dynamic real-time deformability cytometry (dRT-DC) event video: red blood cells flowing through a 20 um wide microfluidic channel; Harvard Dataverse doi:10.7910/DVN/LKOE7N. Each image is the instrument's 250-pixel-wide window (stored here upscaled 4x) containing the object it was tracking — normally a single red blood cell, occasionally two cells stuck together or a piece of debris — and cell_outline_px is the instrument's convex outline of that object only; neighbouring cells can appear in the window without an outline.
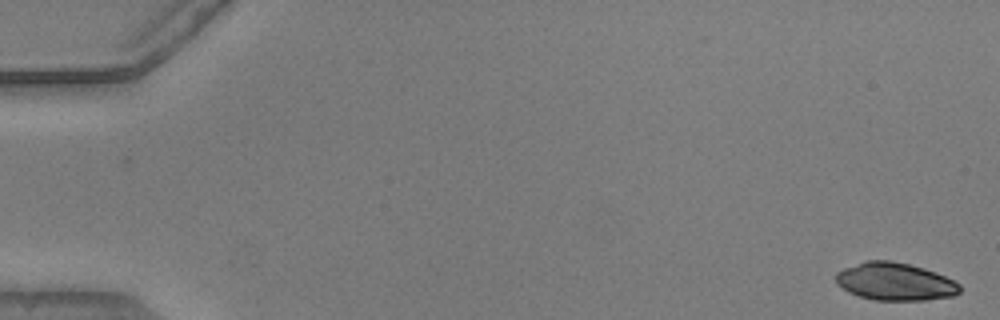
{"species": "common noctule bat (a hibernating species)", "species_latin": "Nyctalus noctula", "temperature_condition": "warm", "stored_images_in_passage": 53, "camera_frame_rate_fps": 3000, "um_per_image_px": 0.085, "animal": {"sex": "male", "body_mass_g": 20.5, "forearm_length_mm": 52.5}, "frame": {"image": 1, "passage_image": 1, "time_ms": 0.0, "image_size_px": [1000, 320], "cell_outline_px": [[960, 292], [952, 296], [924, 300], [872, 300], [848, 292], [836, 284], [836, 272], [844, 268], [864, 260], [892, 260], [924, 268], [936, 272], [960, 284]], "centroid_in_image_um": [76.04, 23.93], "position_along_channel_um": 9.0, "area_um2": 27.28}}
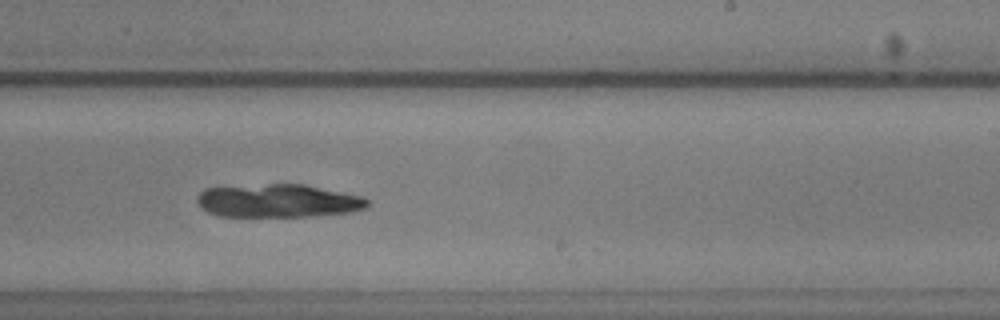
{"frame": {"image": 2, "passage_image": 33, "time_ms": 10.667, "image_size_px": [1000, 320], "cell_outline_px": [[368, 204], [364, 208], [352, 212], [304, 216], [220, 216], [208, 212], [196, 200], [196, 196], [204, 188], [268, 184], [304, 184], [360, 196], [368, 200]], "centroid_in_image_um": [23.61, 17.06], "position_along_channel_um": 265.4, "area_um2": 32.6}}
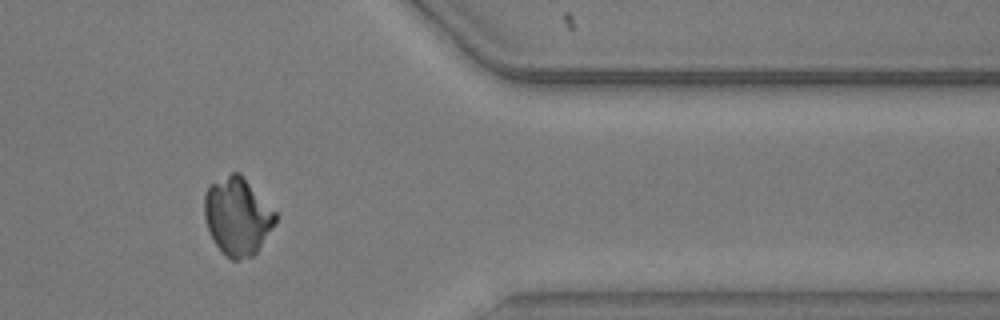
{"frame": {"image": 3, "passage_image": 44, "time_ms": 14.333, "image_size_px": [1000, 320], "cell_outline_px": [[276, 224], [256, 252], [252, 256], [240, 260], [232, 260], [216, 244], [208, 228], [204, 216], [204, 196], [208, 184], [232, 172], [240, 172], [276, 212]], "centroid_in_image_um": [20.18, 18.35], "position_along_channel_um": 391.2, "area_um2": 32.08}}